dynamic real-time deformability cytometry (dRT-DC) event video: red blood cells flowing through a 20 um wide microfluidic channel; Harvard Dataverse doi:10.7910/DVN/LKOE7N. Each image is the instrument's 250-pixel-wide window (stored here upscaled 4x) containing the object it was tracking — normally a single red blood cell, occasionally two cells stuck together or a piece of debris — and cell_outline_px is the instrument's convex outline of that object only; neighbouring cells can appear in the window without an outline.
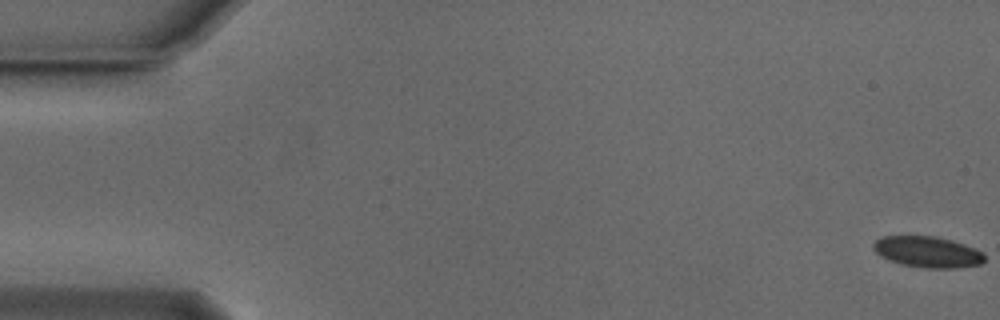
{"species": "Egyptian fruit bat (a non-hibernating species)", "species_latin": "Rousettus aegyptiacus", "temperature_condition": "cold", "stored_images_in_passage": 56, "camera_frame_rate_fps": 3000, "um_per_image_px": 0.085, "animal": {"sex": "male"}, "frame": {"image": 1, "passage_image": 1, "time_ms": 0.0, "image_size_px": [1000, 320], "cell_outline_px": [[984, 260], [980, 264], [956, 268], [924, 268], [900, 264], [888, 260], [880, 256], [872, 248], [872, 244], [876, 240], [884, 236], [936, 236], [952, 240], [964, 244], [984, 252]], "centroid_in_image_um": [78.83, 21.41], "position_along_channel_um": 6.2, "area_um2": 20.23}}
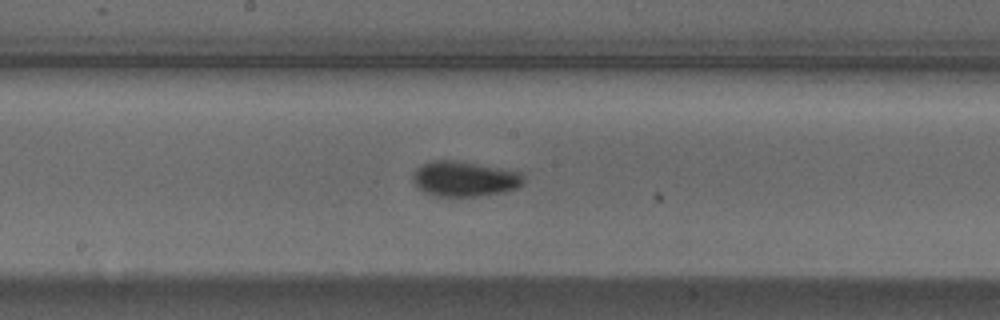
{"frame": {"image": 2, "passage_image": 29, "time_ms": 9.333, "image_size_px": [1000, 320], "cell_outline_px": [[524, 184], [516, 188], [504, 192], [476, 196], [432, 196], [416, 188], [412, 176], [416, 168], [432, 160], [452, 160], [476, 164], [520, 172], [524, 176]], "centroid_in_image_um": [39.45, 15.22], "position_along_channel_um": 208.7, "area_um2": 22.66}}
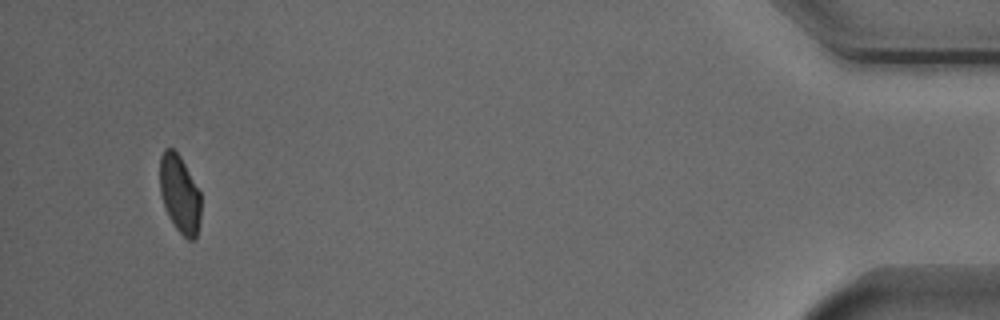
{"frame": {"image": 3, "passage_image": 52, "time_ms": 17.0, "image_size_px": [1000, 320], "cell_outline_px": [[200, 220], [196, 236], [192, 240], [188, 240], [176, 228], [168, 216], [160, 192], [160, 156], [164, 148], [172, 148], [180, 156], [200, 192]], "centroid_in_image_um": [15.26, 16.48], "position_along_channel_um": 419.9, "area_um2": 18.44}, "authors_computed_cell_mechanics": {"area_um2": 20.6346, "velocity_mm_per_s": 3.8096, "shape_relaxation_time_tau1_ms": 3.3008, "shape_relaxation_time_tau2_ms": null, "deformation_change_tau1": 0.0705, "deformation_change_tau2": null}}